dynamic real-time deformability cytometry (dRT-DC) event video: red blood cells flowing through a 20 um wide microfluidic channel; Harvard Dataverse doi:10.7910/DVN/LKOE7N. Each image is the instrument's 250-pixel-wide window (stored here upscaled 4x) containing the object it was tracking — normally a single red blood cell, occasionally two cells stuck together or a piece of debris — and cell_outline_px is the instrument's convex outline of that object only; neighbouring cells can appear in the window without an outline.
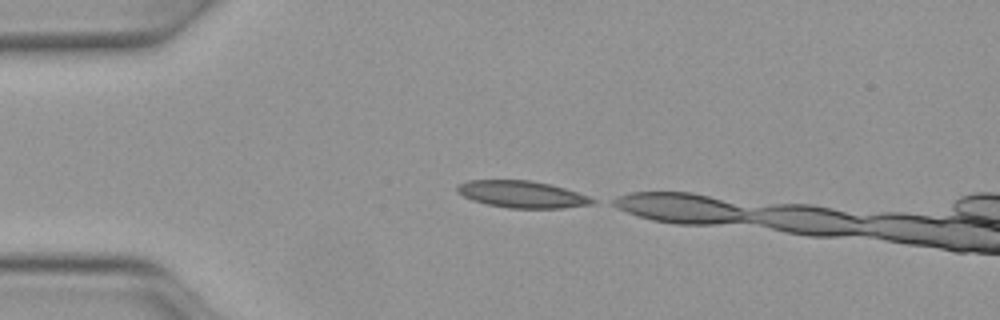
{"species": "Egyptian fruit bat (a non-hibernating species)", "species_latin": "Rousettus aegyptiacus", "temperature_condition": "warm", "stored_images_in_passage": 5, "camera_frame_rate_fps": 3000, "um_per_image_px": 0.085, "animal": {"sex": "female"}, "frame": {"image": 1, "passage_image": 1, "time_ms": 0.0, "image_size_px": [1000, 320], "cell_outline_px": [[596, 204], [564, 208], [508, 208], [488, 204], [472, 200], [456, 192], [456, 184], [468, 180], [528, 180], [548, 184], [564, 188], [588, 196], [596, 200]], "centroid_in_image_um": [44.35, 16.52], "position_along_channel_um": 40.6, "area_um2": 21.21}}